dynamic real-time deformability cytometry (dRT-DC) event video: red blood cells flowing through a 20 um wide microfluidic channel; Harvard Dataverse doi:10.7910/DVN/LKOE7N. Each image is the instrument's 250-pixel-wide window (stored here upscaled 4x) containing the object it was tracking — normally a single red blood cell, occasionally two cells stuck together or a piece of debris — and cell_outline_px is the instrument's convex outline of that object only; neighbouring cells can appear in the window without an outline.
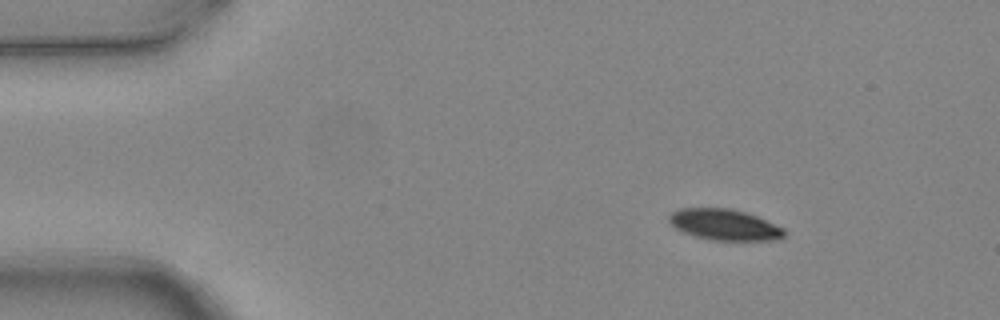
{"species": "common noctule bat (a hibernating species)", "species_latin": "Nyctalus noctula", "temperature_condition": "warm", "stored_images_in_passage": 4, "camera_frame_rate_fps": 3000, "um_per_image_px": 0.085, "animal": {"sex": "female", "body_mass_g": 24.6, "forearm_length_mm": 56.2}, "frame": {"image": 1, "passage_image": 1, "time_ms": 0.0, "image_size_px": [1000, 320], "cell_outline_px": [[784, 236], [776, 240], [712, 240], [696, 236], [684, 232], [676, 228], [668, 220], [668, 216], [672, 212], [680, 208], [732, 208], [756, 216], [784, 228]], "centroid_in_image_um": [61.57, 19.09], "position_along_channel_um": 23.4, "area_um2": 20.63}}